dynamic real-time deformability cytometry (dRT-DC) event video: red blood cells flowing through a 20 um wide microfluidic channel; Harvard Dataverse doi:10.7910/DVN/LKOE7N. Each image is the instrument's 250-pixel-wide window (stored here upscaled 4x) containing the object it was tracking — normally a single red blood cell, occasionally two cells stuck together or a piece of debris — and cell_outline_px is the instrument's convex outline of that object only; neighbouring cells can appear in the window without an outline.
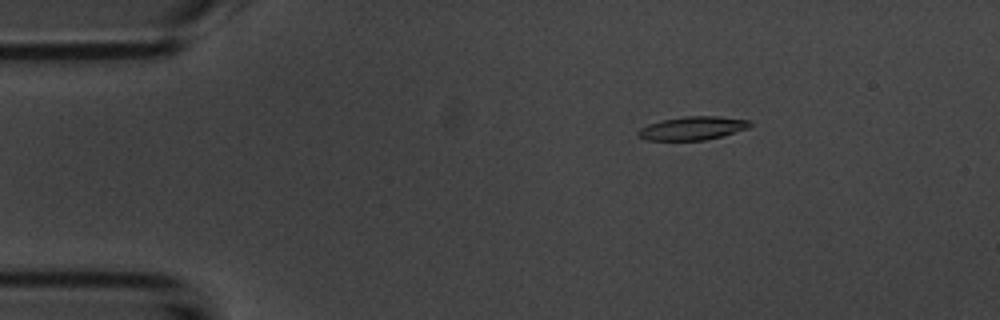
{"species": "common noctule bat (a hibernating species)", "species_latin": "Nyctalus noctula", "temperature_condition": "room temperature", "stored_images_in_passage": 54, "camera_frame_rate_fps": 3000, "um_per_image_px": 0.085, "animal": {"sex": "male", "body_mass_g": 20.1, "forearm_length_mm": 53.5}, "frame": {"image": 1, "passage_image": 9, "time_ms": 2.667, "image_size_px": [1000, 320], "cell_outline_px": [[752, 124], [748, 128], [720, 136], [704, 140], [648, 140], [636, 136], [636, 132], [640, 128], [648, 124], [660, 120], [684, 116], [716, 116], [752, 120]], "centroid_in_image_um": [58.83, 10.89], "position_along_channel_um": 26.2, "area_um2": 15.32}}
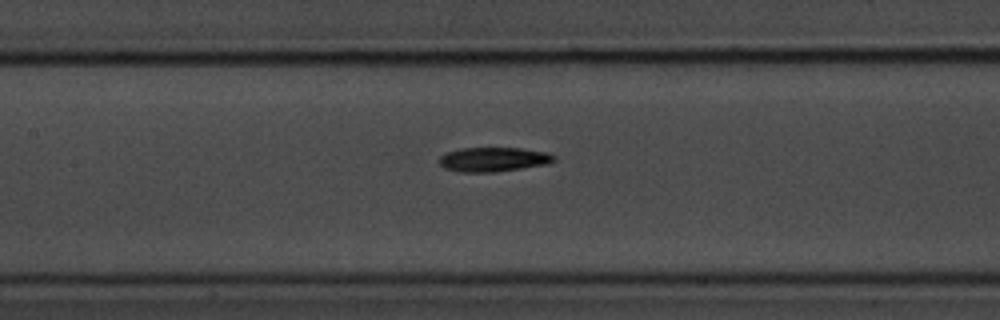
{"frame": {"image": 2, "passage_image": 25, "time_ms": 8.0, "image_size_px": [1000, 320], "cell_outline_px": [[556, 160], [548, 164], [496, 172], [460, 172], [444, 168], [440, 164], [440, 156], [448, 152], [460, 148], [520, 148], [548, 152], [556, 156]], "centroid_in_image_um": [41.98, 13.55], "position_along_channel_um": 165.4, "area_um2": 16.36}}
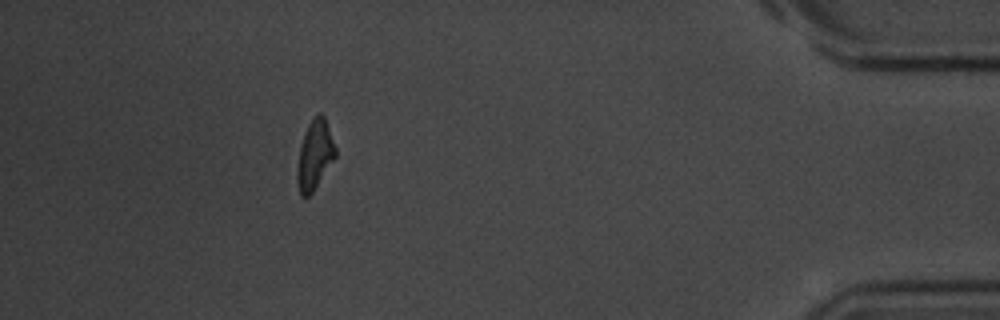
{"frame": {"image": 3, "passage_image": 49, "time_ms": 16.0, "image_size_px": [1000, 320], "cell_outline_px": [[336, 156], [312, 192], [308, 196], [300, 196], [296, 180], [296, 168], [300, 144], [304, 132], [312, 116], [316, 112], [320, 112], [324, 116], [336, 148]], "centroid_in_image_um": [26.72, 13.13], "position_along_channel_um": 408.5, "area_um2": 15.61}, "authors_computed_cell_mechanics": {"area_um2": 15.7505, "velocity_mm_per_s": 3.7241, "shape_relaxation_time_tau1_ms": 3.848, "shape_relaxation_time_tau2_ms": null, "deformation_change_tau1": 0.1433, "deformation_change_tau2": null}}